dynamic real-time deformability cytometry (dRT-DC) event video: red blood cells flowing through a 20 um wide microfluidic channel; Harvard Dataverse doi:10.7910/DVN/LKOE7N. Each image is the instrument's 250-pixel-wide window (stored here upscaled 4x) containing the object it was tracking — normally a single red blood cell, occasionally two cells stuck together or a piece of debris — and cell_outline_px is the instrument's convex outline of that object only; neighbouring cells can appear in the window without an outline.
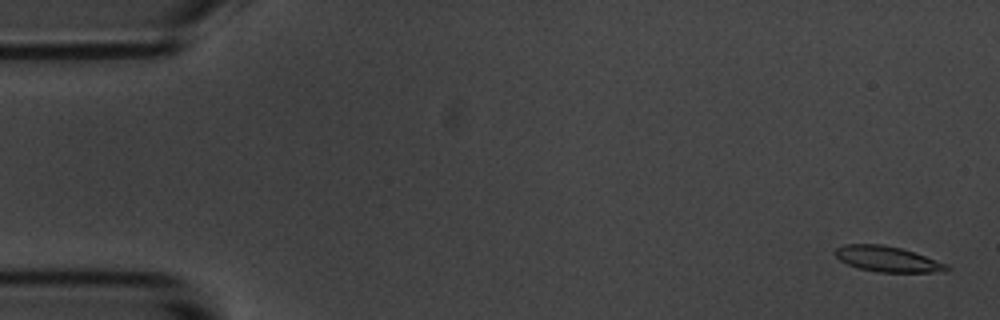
{"species": "common noctule bat (a hibernating species)", "species_latin": "Nyctalus noctula", "temperature_condition": "room temperature", "stored_images_in_passage": 56, "camera_frame_rate_fps": 3000, "um_per_image_px": 0.085, "animal": {"sex": "male", "body_mass_g": 20.1, "forearm_length_mm": 53.5}, "frame": {"image": 1, "passage_image": 2, "time_ms": 0.333, "image_size_px": [1000, 320], "cell_outline_px": [[952, 268], [932, 272], [880, 272], [860, 268], [848, 264], [840, 260], [832, 252], [836, 248], [844, 244], [880, 244], [900, 248], [948, 264]], "centroid_in_image_um": [75.38, 22.01], "position_along_channel_um": 9.6, "area_um2": 16.3}}
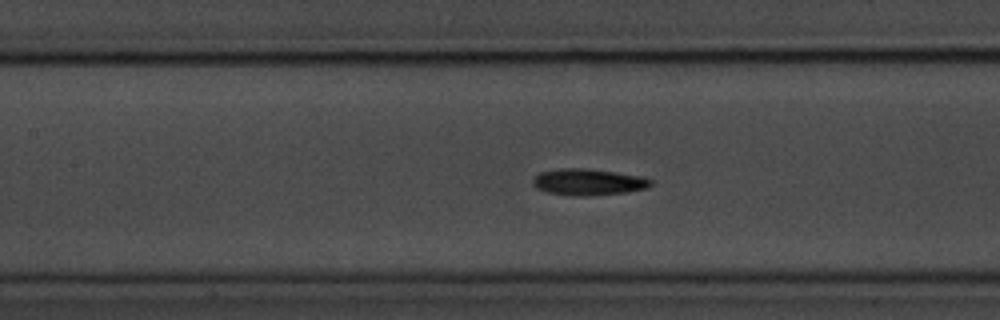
{"frame": {"image": 2, "passage_image": 25, "time_ms": 8.0, "image_size_px": [1000, 320], "cell_outline_px": [[652, 184], [648, 188], [628, 192], [588, 196], [572, 196], [548, 192], [536, 188], [532, 184], [532, 180], [540, 172], [560, 168], [584, 168], [616, 172], [644, 176], [652, 180]], "centroid_in_image_um": [50.03, 15.47], "position_along_channel_um": 157.4, "area_um2": 18.38}}
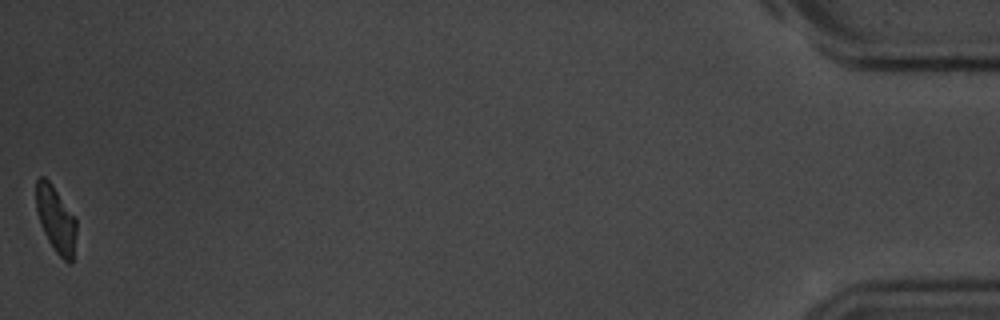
{"frame": {"image": 3, "passage_image": 56, "time_ms": 18.333, "image_size_px": [1000, 320], "cell_outline_px": [[76, 232], [72, 264], [68, 264], [56, 252], [48, 240], [40, 224], [36, 208], [36, 180], [40, 176], [44, 176], [52, 184], [76, 216]], "centroid_in_image_um": [4.76, 18.63], "position_along_channel_um": 430.4, "area_um2": 15.72}, "authors_computed_cell_mechanics": {"area_um2": 17.1088, "velocity_mm_per_s": 3.5937, "shape_relaxation_time_tau1_ms": 4.1917, "shape_relaxation_time_tau2_ms": 6.7783, "deformation_change_tau1": 0.1214, "deformation_change_tau2": 0.1434}}